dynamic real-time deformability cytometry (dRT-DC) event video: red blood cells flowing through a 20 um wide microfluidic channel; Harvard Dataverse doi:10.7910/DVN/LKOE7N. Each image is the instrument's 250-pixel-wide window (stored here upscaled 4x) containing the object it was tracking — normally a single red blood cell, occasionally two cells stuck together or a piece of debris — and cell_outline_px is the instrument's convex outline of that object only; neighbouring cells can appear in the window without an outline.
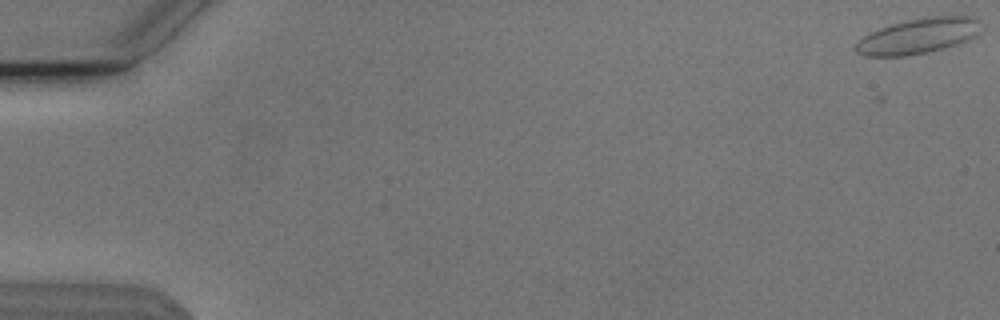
{"species": "Egyptian fruit bat (a non-hibernating species)", "species_latin": "Rousettus aegyptiacus", "temperature_condition": "cold", "stored_images_in_passage": 2, "camera_frame_rate_fps": 3000, "um_per_image_px": 0.085, "animal": {"sex": "male"}, "frame": {"image": 1, "passage_image": 2, "time_ms": 0.333, "image_size_px": [1000, 320], "cell_outline_px": [[976, 32], [952, 44], [940, 48], [924, 52], [904, 56], [868, 56], [856, 52], [856, 44], [864, 36], [880, 28], [892, 24], [908, 20], [928, 16], [968, 16], [972, 20]], "centroid_in_image_um": [77.85, 3.07], "position_along_channel_um": 7.2, "area_um2": 24.1}}